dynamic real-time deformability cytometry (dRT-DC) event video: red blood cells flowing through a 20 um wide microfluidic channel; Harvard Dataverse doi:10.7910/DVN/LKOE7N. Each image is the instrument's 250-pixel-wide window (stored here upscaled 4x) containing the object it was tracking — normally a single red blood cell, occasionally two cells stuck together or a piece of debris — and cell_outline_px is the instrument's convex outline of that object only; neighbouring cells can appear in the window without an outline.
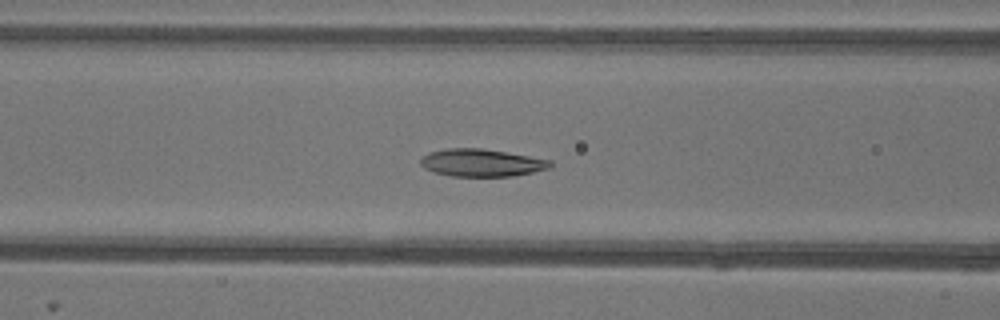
{"species": "common noctule bat (a hibernating species)", "species_latin": "Nyctalus noctula", "temperature_condition": "warm", "stored_images_in_passage": 52, "camera_frame_rate_fps": 3000, "um_per_image_px": 0.085, "animal": {"sex": "female"}, "frame": {"image": 1, "passage_image": 21, "time_ms": 6.667, "image_size_px": [1000, 320], "cell_outline_px": [[552, 168], [512, 176], [452, 176], [436, 172], [424, 168], [420, 164], [420, 160], [424, 156], [432, 152], [448, 148], [480, 148], [552, 160]], "centroid_in_image_um": [40.96, 13.84], "position_along_channel_um": 125.6, "area_um2": 20.52}}
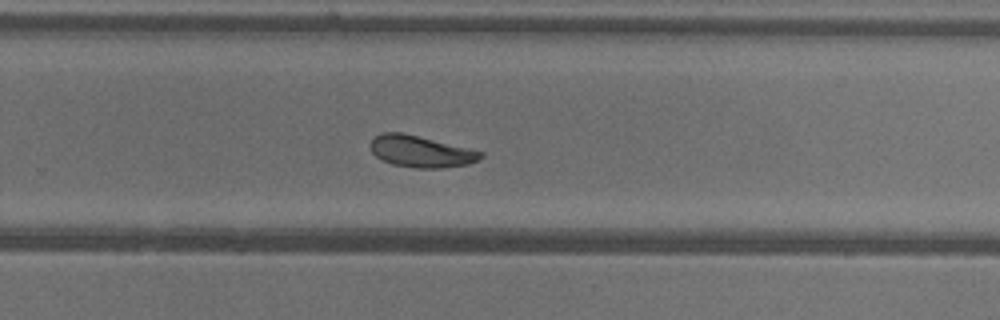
{"frame": {"image": 2, "passage_image": 34, "time_ms": 11.0, "image_size_px": [1000, 320], "cell_outline_px": [[484, 156], [480, 160], [468, 164], [440, 168], [416, 168], [392, 164], [376, 156], [372, 152], [368, 144], [380, 132], [400, 132], [484, 152]], "centroid_in_image_um": [35.76, 12.88], "position_along_channel_um": 294.0, "area_um2": 20.11}}
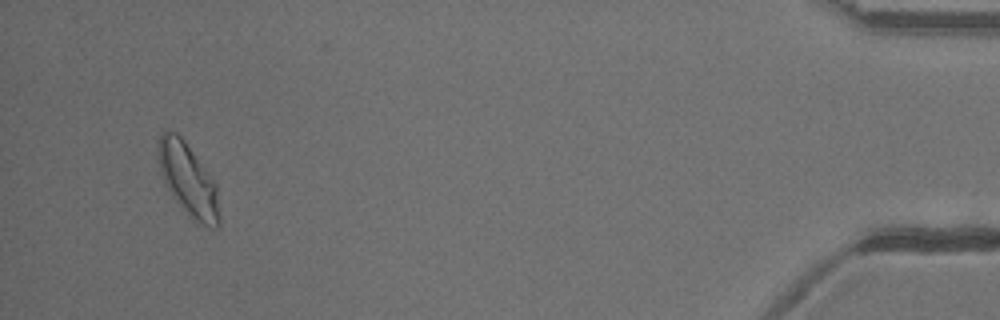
{"frame": {"image": 3, "passage_image": 50, "time_ms": 16.333, "image_size_px": [1000, 320], "cell_outline_px": [[220, 228], [208, 228], [188, 216], [176, 200], [168, 188], [164, 180], [156, 160], [156, 148], [160, 132], [164, 128], [168, 128], [176, 132], [184, 140], [216, 184], [220, 216]], "centroid_in_image_um": [15.96, 15.25], "position_along_channel_um": 419.2, "area_um2": 26.13}, "authors_computed_cell_mechanics": {"area_um2": 22.0507, "velocity_mm_per_s": 3.9006, "shape_relaxation_time_tau1_ms": 5.0826, "shape_relaxation_time_tau2_ms": 4.9292, "deformation_change_tau1": 0.1426, "deformation_change_tau2": 0.0934}}